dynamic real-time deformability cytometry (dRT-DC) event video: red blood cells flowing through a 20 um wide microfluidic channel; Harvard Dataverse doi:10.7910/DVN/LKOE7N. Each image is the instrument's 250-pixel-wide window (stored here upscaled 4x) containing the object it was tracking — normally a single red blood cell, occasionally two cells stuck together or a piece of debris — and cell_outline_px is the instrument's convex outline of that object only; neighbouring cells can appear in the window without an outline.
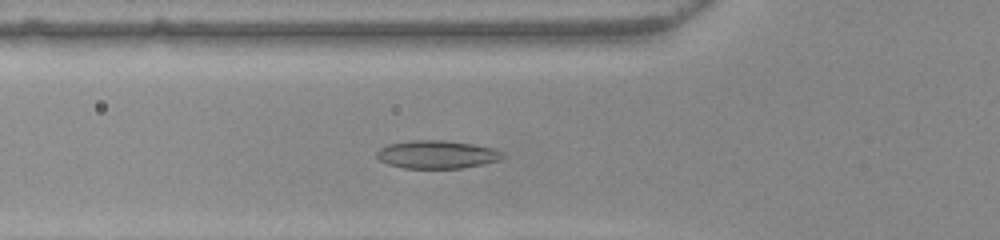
{"species": "common noctule bat (a hibernating species)", "species_latin": "Nyctalus noctula", "temperature_condition": "warm", "stored_images_in_passage": 49, "camera_frame_rate_fps": 3000, "um_per_image_px": 0.085, "animal": {"sex": "female", "body_mass_g": 22.0, "forearm_length_mm": 56.7}, "frame": {"image": 1, "passage_image": 15, "time_ms": 4.667, "image_size_px": [1000, 240], "cell_outline_px": [[504, 156], [496, 160], [484, 164], [460, 168], [404, 168], [388, 164], [380, 160], [376, 156], [376, 152], [380, 148], [388, 144], [408, 140], [444, 140], [472, 144], [492, 148], [500, 152]], "centroid_in_image_um": [37.07, 13.12], "position_along_channel_um": 88.7, "area_um2": 20.4}}
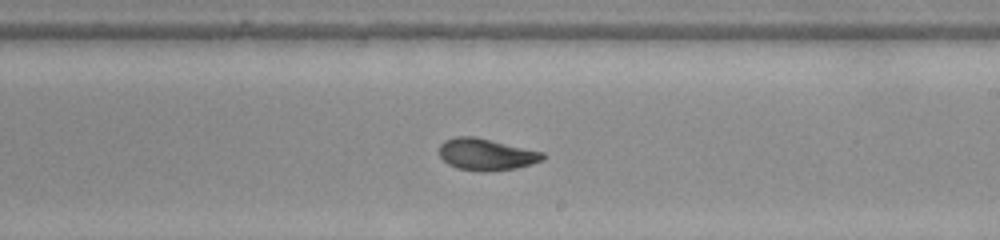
{"frame": {"image": 2, "passage_image": 27, "time_ms": 8.667, "image_size_px": [1000, 240], "cell_outline_px": [[544, 160], [532, 164], [516, 168], [484, 172], [480, 172], [456, 168], [448, 164], [440, 156], [440, 144], [444, 140], [456, 136], [472, 136], [544, 152]], "centroid_in_image_um": [41.32, 13.13], "position_along_channel_um": 247.7, "area_um2": 19.13}}
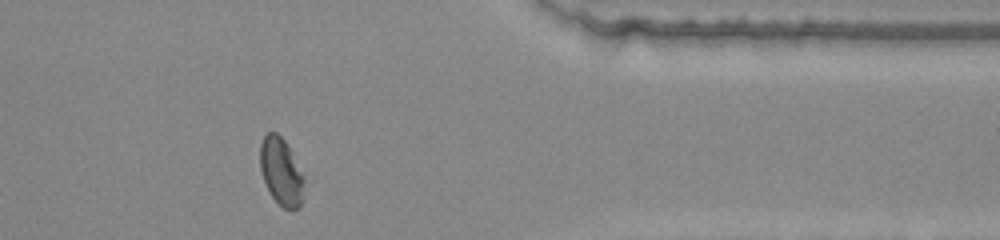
{"frame": {"image": 3, "passage_image": 39, "time_ms": 12.667, "image_size_px": [1000, 240], "cell_outline_px": [[312, 180], [304, 200], [300, 208], [284, 208], [272, 196], [264, 180], [260, 168], [260, 144], [264, 136], [268, 132], [276, 132], [284, 140]], "centroid_in_image_um": [24.06, 14.62], "position_along_channel_um": 387.3, "area_um2": 18.55}, "authors_computed_cell_mechanics": {"area_um2": 19.2474, "velocity_mm_per_s": 3.9701, "shape_relaxation_time_tau1_ms": null, "shape_relaxation_time_tau2_ms": 1.8713, "deformation_change_tau1": null, "deformation_change_tau2": 0.0685}}